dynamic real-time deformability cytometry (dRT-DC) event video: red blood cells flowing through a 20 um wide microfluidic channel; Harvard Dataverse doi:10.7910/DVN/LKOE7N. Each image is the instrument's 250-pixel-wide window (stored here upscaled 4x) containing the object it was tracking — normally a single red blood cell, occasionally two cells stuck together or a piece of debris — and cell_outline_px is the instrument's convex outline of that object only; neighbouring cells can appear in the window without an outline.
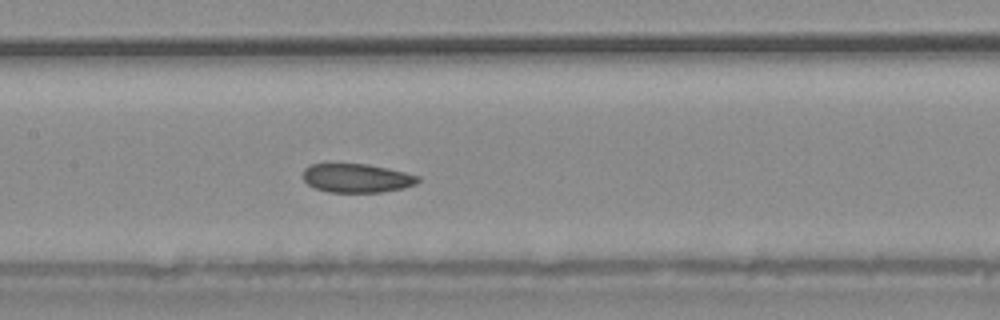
{"species": "common noctule bat (a hibernating species)", "species_latin": "Nyctalus noctula", "temperature_condition": "warm", "stored_images_in_passage": 36, "camera_frame_rate_fps": 3000, "um_per_image_px": 0.085, "animal": {"sex": "male", "body_mass_g": 20.4}, "frame": {"image": 1, "passage_image": 16, "time_ms": 5.0, "image_size_px": [1000, 320], "cell_outline_px": [[420, 180], [416, 184], [404, 188], [380, 192], [328, 192], [316, 188], [308, 184], [304, 180], [304, 168], [312, 164], [368, 164], [388, 168], [420, 176]], "centroid_in_image_um": [30.35, 15.14], "position_along_channel_um": 177.0, "area_um2": 19.25}}